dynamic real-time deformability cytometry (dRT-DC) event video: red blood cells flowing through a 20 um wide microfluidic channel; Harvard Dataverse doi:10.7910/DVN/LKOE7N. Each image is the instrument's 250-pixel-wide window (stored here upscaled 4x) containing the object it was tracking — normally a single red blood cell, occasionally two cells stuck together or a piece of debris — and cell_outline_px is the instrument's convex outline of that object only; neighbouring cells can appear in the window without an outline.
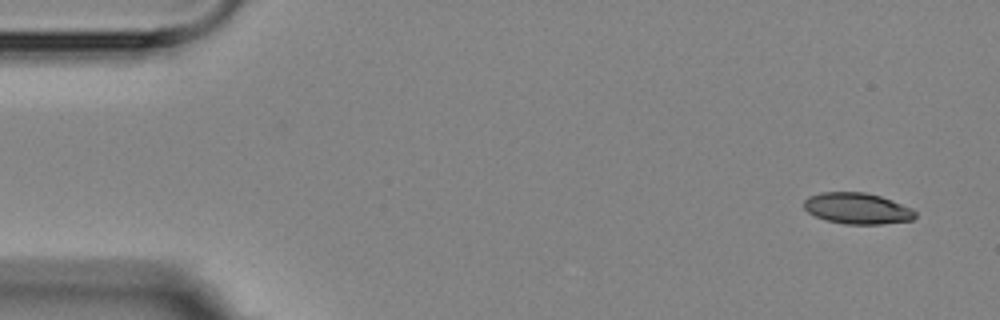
{"species": "Egyptian fruit bat (a non-hibernating species)", "species_latin": "Rousettus aegyptiacus", "temperature_condition": "room temperature", "stored_images_in_passage": 6, "camera_frame_rate_fps": 3000, "um_per_image_px": 0.085, "animal": {"sex": "female"}, "frame": {"image": 1, "passage_image": 1, "time_ms": 0.0, "image_size_px": [1000, 320], "cell_outline_px": [[916, 216], [912, 220], [880, 224], [844, 224], [824, 220], [808, 212], [804, 208], [804, 200], [808, 196], [820, 192], [864, 192], [880, 196], [892, 200], [912, 208], [916, 212]], "centroid_in_image_um": [72.85, 17.71], "position_along_channel_um": 12.1, "area_um2": 20.29}}
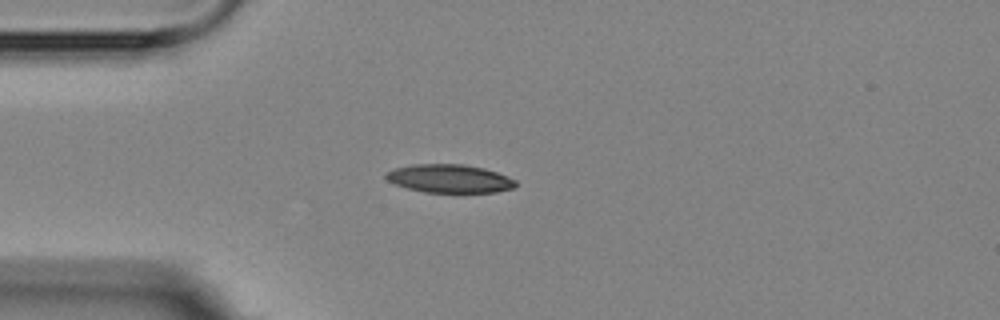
{"frame": {"image": 2, "passage_image": 4, "time_ms": 3.667, "image_size_px": [1000, 320], "cell_outline_px": [[516, 188], [496, 192], [424, 192], [408, 188], [396, 184], [388, 180], [384, 176], [384, 172], [396, 168], [412, 164], [464, 164], [484, 168], [496, 172], [516, 180]], "centroid_in_image_um": [38.21, 15.17], "position_along_channel_um": 46.8, "area_um2": 21.39}}
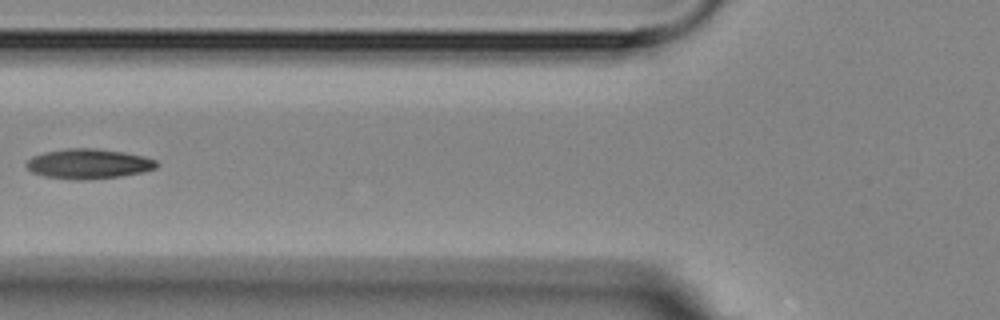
{"frame": {"image": 3, "passage_image": 6, "time_ms": 6.0, "image_size_px": [1000, 320], "cell_outline_px": [[160, 164], [156, 168], [140, 172], [120, 176], [84, 180], [76, 180], [44, 176], [32, 172], [24, 164], [32, 156], [44, 152], [68, 148], [96, 148], [124, 152], [144, 156], [156, 160]], "centroid_in_image_um": [7.52, 13.92], "position_along_channel_um": 118.3, "area_um2": 22.72}}